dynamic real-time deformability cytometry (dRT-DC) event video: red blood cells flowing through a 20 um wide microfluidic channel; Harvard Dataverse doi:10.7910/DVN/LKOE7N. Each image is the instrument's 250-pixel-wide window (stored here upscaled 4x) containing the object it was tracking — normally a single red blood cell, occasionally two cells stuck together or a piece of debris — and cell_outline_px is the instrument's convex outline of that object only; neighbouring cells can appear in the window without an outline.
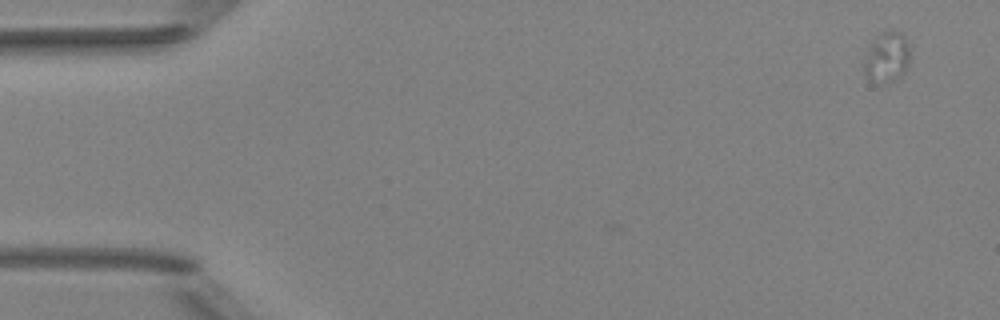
{"species": "Egyptian fruit bat (a non-hibernating species)", "species_latin": "Rousettus aegyptiacus", "temperature_condition": "room temperature", "stored_images_in_passage": 6, "camera_frame_rate_fps": 3000, "um_per_image_px": 0.085, "animal": {"sex": "female"}, "frame": {"image": 1, "passage_image": 1, "time_ms": 0.0, "image_size_px": [1000, 320], "cell_outline_px": [[908, 68], [900, 76], [884, 84], [868, 80], [864, 72], [864, 64], [868, 44], [880, 32], [888, 28], [900, 32], [908, 40]], "centroid_in_image_um": [75.36, 4.82], "position_along_channel_um": 9.6, "area_um2": 13.81}}